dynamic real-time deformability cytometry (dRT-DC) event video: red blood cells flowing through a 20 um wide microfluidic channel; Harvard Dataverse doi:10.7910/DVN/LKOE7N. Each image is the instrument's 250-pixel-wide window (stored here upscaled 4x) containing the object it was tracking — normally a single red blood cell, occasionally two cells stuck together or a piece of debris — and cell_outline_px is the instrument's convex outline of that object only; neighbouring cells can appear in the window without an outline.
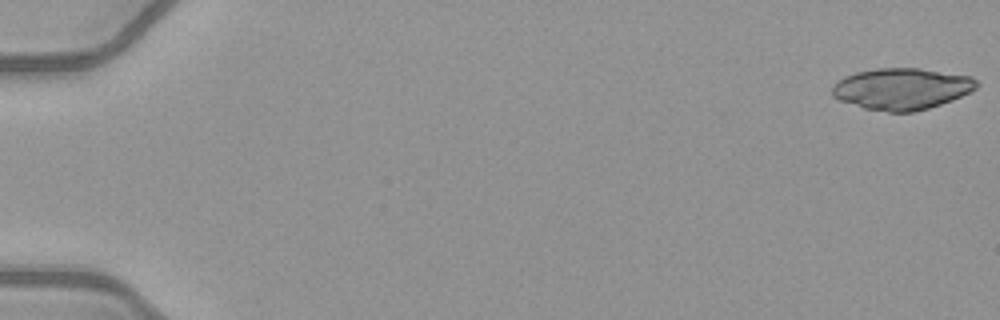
{"species": "common noctule bat (a hibernating species)", "species_latin": "Nyctalus noctula", "temperature_condition": "warm", "stored_images_in_passage": 10, "camera_frame_rate_fps": 3000, "um_per_image_px": 0.085, "animal": {"sex": "female", "body_mass_g": 21.9}, "frame": {"image": 1, "passage_image": 1, "time_ms": 0.0, "image_size_px": [1000, 320], "cell_outline_px": [[980, 84], [976, 88], [952, 100], [928, 108], [912, 112], [888, 112], [864, 108], [840, 100], [832, 96], [832, 84], [844, 76], [856, 72], [876, 68], [920, 68], [972, 76]], "centroid_in_image_um": [76.63, 7.54], "position_along_channel_um": 8.4, "area_um2": 34.97}}